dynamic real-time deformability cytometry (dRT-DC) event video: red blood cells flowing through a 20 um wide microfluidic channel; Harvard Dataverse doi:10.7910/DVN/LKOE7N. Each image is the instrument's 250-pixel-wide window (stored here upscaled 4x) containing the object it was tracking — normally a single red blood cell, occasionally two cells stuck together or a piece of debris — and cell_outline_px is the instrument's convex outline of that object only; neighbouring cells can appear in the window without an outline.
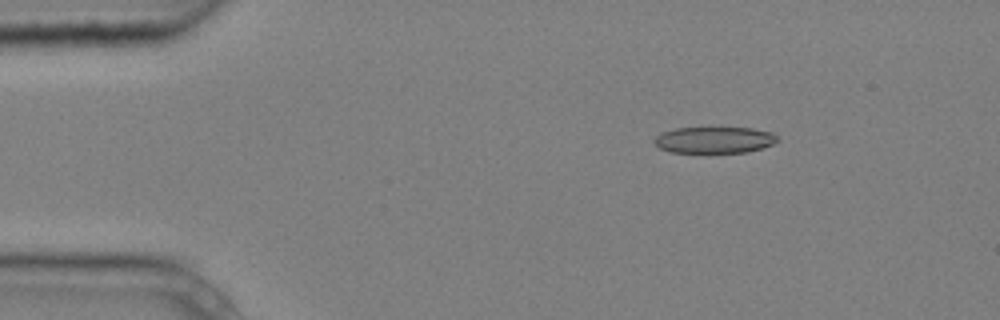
{"species": "common noctule bat (a hibernating species)", "species_latin": "Nyctalus noctula", "temperature_condition": "cold", "stored_images_in_passage": 2, "camera_frame_rate_fps": 3000, "um_per_image_px": 0.085, "animal": {"sex": "male", "body_mass_g": 20.4}, "frame": {"image": 1, "passage_image": 1, "time_ms": 0.0, "image_size_px": [1000, 320], "cell_outline_px": [[780, 140], [772, 144], [748, 152], [672, 152], [660, 148], [652, 140], [660, 132], [676, 128], [752, 128], [772, 132]], "centroid_in_image_um": [60.71, 11.89], "position_along_channel_um": 24.3, "area_um2": 18.84}}